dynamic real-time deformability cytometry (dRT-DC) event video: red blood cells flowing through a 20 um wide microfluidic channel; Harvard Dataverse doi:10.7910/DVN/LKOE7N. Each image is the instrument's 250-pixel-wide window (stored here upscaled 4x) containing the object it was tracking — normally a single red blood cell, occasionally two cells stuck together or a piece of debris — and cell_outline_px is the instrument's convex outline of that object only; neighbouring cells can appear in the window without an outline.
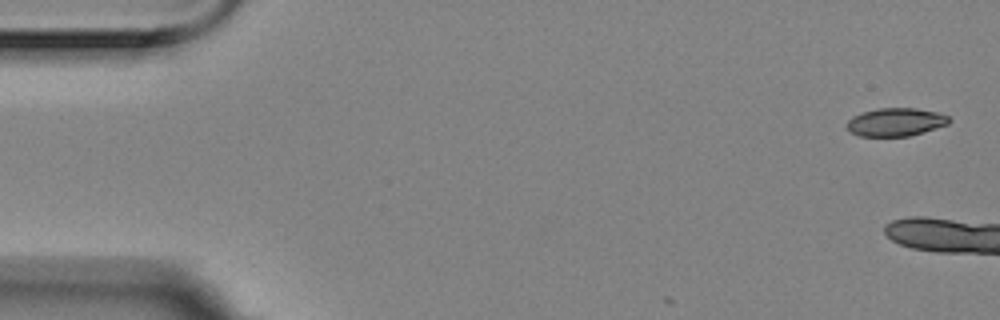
{"species": "Egyptian fruit bat (a non-hibernating species)", "species_latin": "Rousettus aegyptiacus", "temperature_condition": "room temperature", "stored_images_in_passage": 4, "camera_frame_rate_fps": 3000, "um_per_image_px": 0.085, "animal": {"sex": "female"}, "frame": {"image": 1, "passage_image": 1, "time_ms": 0.0, "image_size_px": [1000, 320], "cell_outline_px": [[952, 120], [948, 124], [924, 132], [908, 136], [860, 136], [848, 132], [844, 124], [852, 116], [864, 112], [880, 108], [916, 108], [936, 112], [948, 116]], "centroid_in_image_um": [76.1, 10.38], "position_along_channel_um": 8.9, "area_um2": 16.88}}